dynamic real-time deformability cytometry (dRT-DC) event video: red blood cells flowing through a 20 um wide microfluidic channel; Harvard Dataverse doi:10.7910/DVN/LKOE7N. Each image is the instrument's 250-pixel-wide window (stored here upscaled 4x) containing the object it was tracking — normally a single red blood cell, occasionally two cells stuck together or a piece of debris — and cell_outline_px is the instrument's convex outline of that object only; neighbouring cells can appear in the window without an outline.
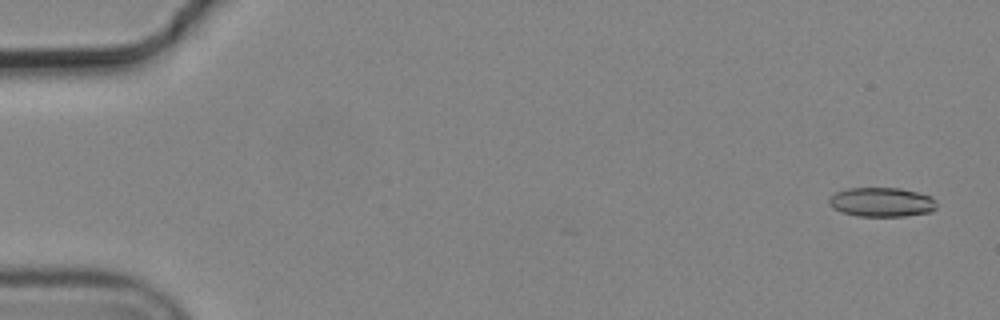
{"species": "common noctule bat (a hibernating species)", "species_latin": "Nyctalus noctula", "temperature_condition": "cold", "stored_images_in_passage": 5, "camera_frame_rate_fps": 3000, "um_per_image_px": 0.085, "animal": {"sex": "male", "body_mass_g": 19.2, "forearm_length_mm": 51.8}, "frame": {"image": 1, "passage_image": 1, "time_ms": 0.0, "image_size_px": [1000, 320], "cell_outline_px": [[936, 208], [932, 212], [904, 216], [856, 216], [840, 212], [832, 208], [828, 204], [828, 200], [836, 192], [848, 188], [900, 188], [932, 196], [936, 200]], "centroid_in_image_um": [74.94, 17.19], "position_along_channel_um": 10.1, "area_um2": 18.55}}
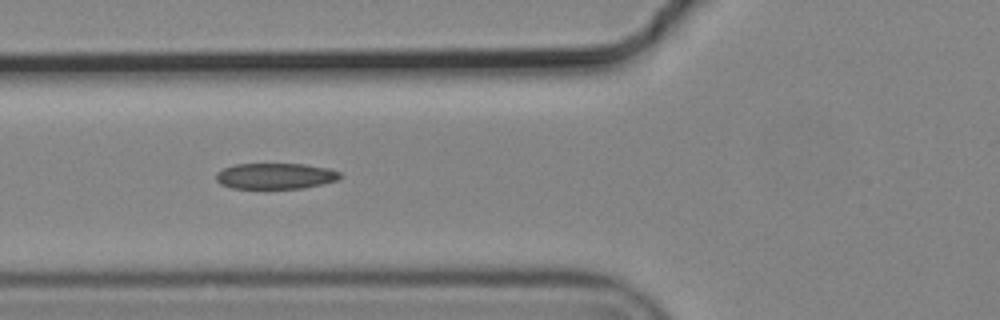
{"frame": {"image": 2, "passage_image": 4, "time_ms": 1.0, "image_size_px": [1000, 320], "cell_outline_px": [[344, 176], [336, 180], [304, 188], [232, 188], [220, 184], [216, 180], [216, 172], [224, 168], [236, 164], [304, 164], [328, 168], [340, 172]], "centroid_in_image_um": [23.41, 14.96], "position_along_channel_um": 102.4, "area_um2": 18.67}}
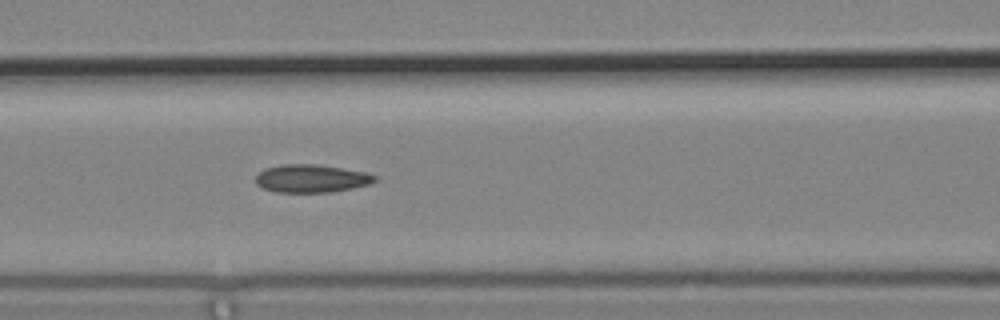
{"frame": {"image": 3, "passage_image": 5, "time_ms": 1.333, "image_size_px": [1000, 320], "cell_outline_px": [[380, 180], [368, 184], [352, 188], [332, 192], [276, 192], [264, 188], [256, 184], [256, 176], [264, 168], [284, 164], [316, 164], [368, 172], [380, 176]], "centroid_in_image_um": [26.53, 15.16], "position_along_channel_um": 140.1, "area_um2": 19.59}}